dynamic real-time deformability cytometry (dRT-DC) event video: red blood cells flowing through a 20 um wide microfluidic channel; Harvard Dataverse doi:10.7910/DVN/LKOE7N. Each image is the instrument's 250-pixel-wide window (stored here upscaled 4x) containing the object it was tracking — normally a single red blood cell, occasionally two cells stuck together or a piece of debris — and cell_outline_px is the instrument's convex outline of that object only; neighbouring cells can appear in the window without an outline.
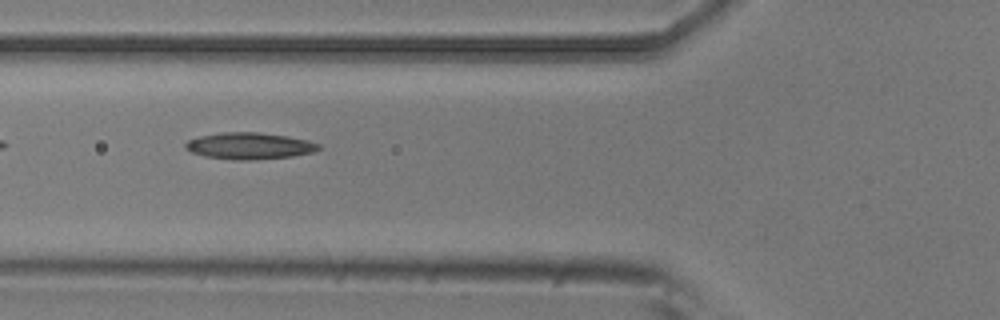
{"species": "common noctule bat (a hibernating species)", "species_latin": "Nyctalus noctula", "temperature_condition": "room temperature", "stored_images_in_passage": 4, "camera_frame_rate_fps": 3000, "um_per_image_px": 0.085, "animal": {"sex": "male", "body_mass_g": 20.5, "forearm_length_mm": 52.5}, "frame": {"image": 1, "passage_image": 2, "time_ms": 0.333, "image_size_px": [1000, 320], "cell_outline_px": [[320, 148], [312, 152], [292, 156], [248, 160], [236, 160], [204, 156], [192, 152], [184, 148], [184, 144], [188, 140], [200, 136], [220, 132], [260, 132], [288, 136], [308, 140], [320, 144]], "centroid_in_image_um": [21.18, 12.39], "position_along_channel_um": 104.6, "area_um2": 20.63}}
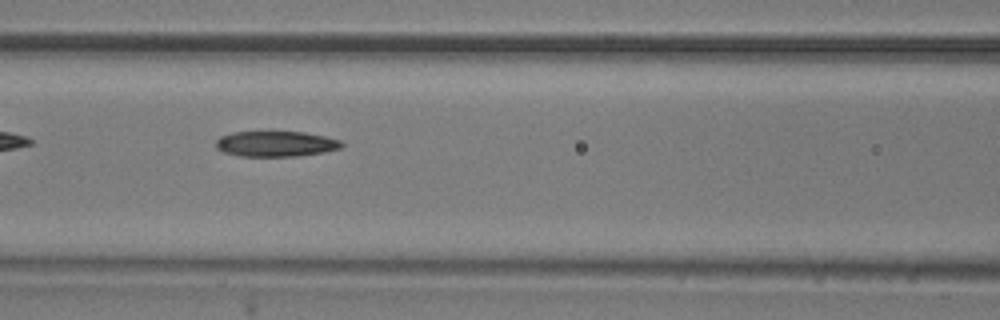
{"frame": {"image": 2, "passage_image": 3, "time_ms": 0.667, "image_size_px": [1000, 320], "cell_outline_px": [[344, 144], [340, 148], [324, 152], [296, 156], [240, 156], [224, 152], [216, 148], [216, 140], [220, 136], [232, 132], [304, 132], [324, 136], [340, 140]], "centroid_in_image_um": [23.43, 12.22], "position_along_channel_um": 143.2, "area_um2": 18.61}}
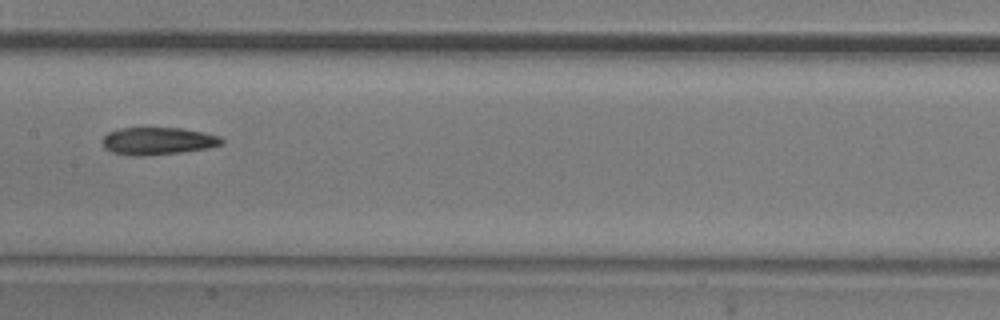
{"frame": {"image": 3, "passage_image": 4, "time_ms": 1.0, "image_size_px": [1000, 320], "cell_outline_px": [[224, 144], [208, 148], [180, 152], [144, 156], [132, 156], [112, 152], [104, 148], [104, 136], [108, 132], [120, 128], [180, 128], [204, 132], [220, 136], [224, 140]], "centroid_in_image_um": [13.44, 11.99], "position_along_channel_um": 194.0, "area_um2": 19.07}}